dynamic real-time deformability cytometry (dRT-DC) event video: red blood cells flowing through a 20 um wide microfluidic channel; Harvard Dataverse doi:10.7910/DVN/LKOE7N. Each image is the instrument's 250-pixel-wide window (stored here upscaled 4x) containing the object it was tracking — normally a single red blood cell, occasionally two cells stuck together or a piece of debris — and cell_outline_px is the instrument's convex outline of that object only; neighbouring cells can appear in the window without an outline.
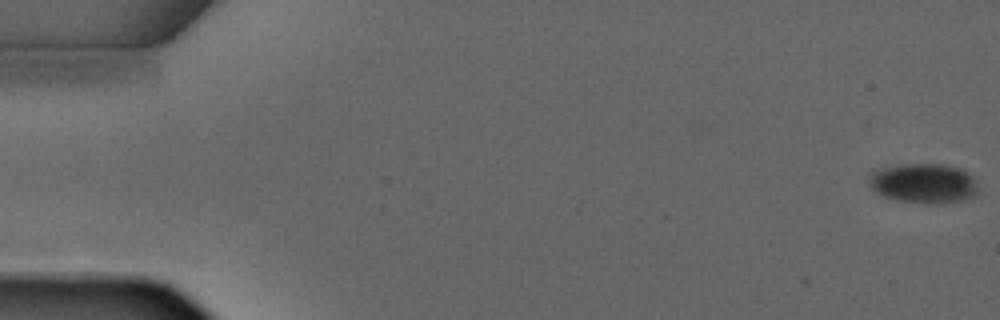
{"species": "common noctule bat (a hibernating species)", "species_latin": "Nyctalus noctula", "temperature_condition": "warm", "stored_images_in_passage": 5, "camera_frame_rate_fps": 3000, "um_per_image_px": 0.085, "animal": {"sex": "male", "forearm_length_mm": 52.5}, "frame": {"image": 1, "passage_image": 1, "time_ms": 0.0, "image_size_px": [1000, 320], "cell_outline_px": [[980, 188], [972, 196], [964, 200], [940, 204], [924, 204], [896, 200], [884, 196], [876, 192], [868, 184], [868, 172], [880, 168], [900, 164], [944, 164], [960, 168], [968, 172], [976, 180]], "centroid_in_image_um": [78.5, 15.58], "position_along_channel_um": 6.5, "area_um2": 25.89}}
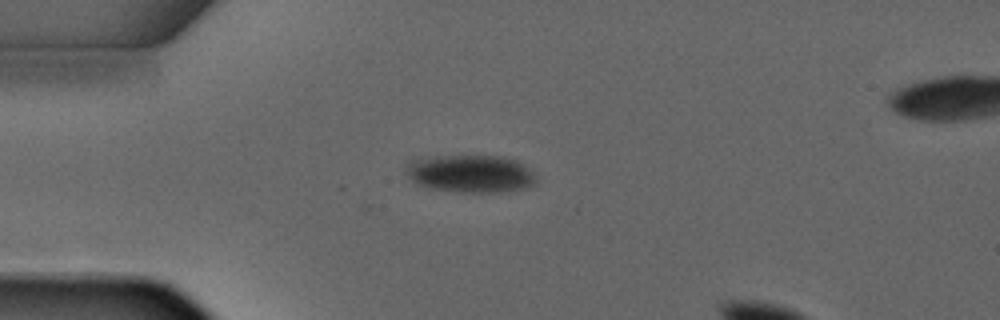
{"frame": {"image": 2, "passage_image": 4, "time_ms": 3.667, "image_size_px": [1000, 320], "cell_outline_px": [[536, 184], [520, 188], [496, 192], [460, 192], [428, 188], [416, 184], [404, 172], [404, 164], [412, 160], [436, 156], [504, 156], [516, 160], [532, 172], [536, 176]], "centroid_in_image_um": [39.93, 14.76], "position_along_channel_um": 45.1, "area_um2": 28.55}}